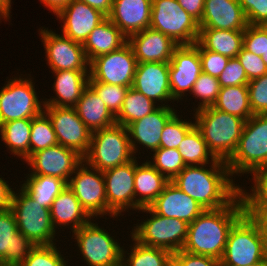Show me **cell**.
Masks as SVG:
<instances>
[{
	"label": "cell",
	"mask_w": 267,
	"mask_h": 266,
	"mask_svg": "<svg viewBox=\"0 0 267 266\" xmlns=\"http://www.w3.org/2000/svg\"><path fill=\"white\" fill-rule=\"evenodd\" d=\"M233 178L226 162L217 159L210 164L186 166L172 182L205 210H215L239 195L240 184Z\"/></svg>",
	"instance_id": "cell-1"
},
{
	"label": "cell",
	"mask_w": 267,
	"mask_h": 266,
	"mask_svg": "<svg viewBox=\"0 0 267 266\" xmlns=\"http://www.w3.org/2000/svg\"><path fill=\"white\" fill-rule=\"evenodd\" d=\"M245 214L240 194L227 206L204 210L188 224L182 250L221 259L232 226Z\"/></svg>",
	"instance_id": "cell-2"
},
{
	"label": "cell",
	"mask_w": 267,
	"mask_h": 266,
	"mask_svg": "<svg viewBox=\"0 0 267 266\" xmlns=\"http://www.w3.org/2000/svg\"><path fill=\"white\" fill-rule=\"evenodd\" d=\"M192 114L210 152L216 159L227 162L238 146L246 120L212 106Z\"/></svg>",
	"instance_id": "cell-3"
},
{
	"label": "cell",
	"mask_w": 267,
	"mask_h": 266,
	"mask_svg": "<svg viewBox=\"0 0 267 266\" xmlns=\"http://www.w3.org/2000/svg\"><path fill=\"white\" fill-rule=\"evenodd\" d=\"M267 259L265 235L260 222L244 214L231 228L221 266H248Z\"/></svg>",
	"instance_id": "cell-4"
},
{
	"label": "cell",
	"mask_w": 267,
	"mask_h": 266,
	"mask_svg": "<svg viewBox=\"0 0 267 266\" xmlns=\"http://www.w3.org/2000/svg\"><path fill=\"white\" fill-rule=\"evenodd\" d=\"M226 164L235 179L267 166V114H255L245 122L238 146Z\"/></svg>",
	"instance_id": "cell-5"
},
{
	"label": "cell",
	"mask_w": 267,
	"mask_h": 266,
	"mask_svg": "<svg viewBox=\"0 0 267 266\" xmlns=\"http://www.w3.org/2000/svg\"><path fill=\"white\" fill-rule=\"evenodd\" d=\"M134 158L127 128L116 123L92 133L90 148L83 160L103 172L127 164Z\"/></svg>",
	"instance_id": "cell-6"
},
{
	"label": "cell",
	"mask_w": 267,
	"mask_h": 266,
	"mask_svg": "<svg viewBox=\"0 0 267 266\" xmlns=\"http://www.w3.org/2000/svg\"><path fill=\"white\" fill-rule=\"evenodd\" d=\"M139 212L143 214L146 212V216L150 214L149 218L133 224L134 228L129 235L140 244L149 247L163 248L172 253L182 250L187 239L188 223L180 219L160 216L150 207L141 208Z\"/></svg>",
	"instance_id": "cell-7"
},
{
	"label": "cell",
	"mask_w": 267,
	"mask_h": 266,
	"mask_svg": "<svg viewBox=\"0 0 267 266\" xmlns=\"http://www.w3.org/2000/svg\"><path fill=\"white\" fill-rule=\"evenodd\" d=\"M94 218L72 233V242H77V250L88 266H117L121 264L123 246L116 236L98 225ZM96 221V222H94ZM102 227V228H101ZM74 237V238H73ZM75 240V241H74Z\"/></svg>",
	"instance_id": "cell-8"
},
{
	"label": "cell",
	"mask_w": 267,
	"mask_h": 266,
	"mask_svg": "<svg viewBox=\"0 0 267 266\" xmlns=\"http://www.w3.org/2000/svg\"><path fill=\"white\" fill-rule=\"evenodd\" d=\"M22 75L7 77L0 88V125L12 120L33 118L44 111V98L39 99L37 95L34 77L27 73L26 77Z\"/></svg>",
	"instance_id": "cell-9"
},
{
	"label": "cell",
	"mask_w": 267,
	"mask_h": 266,
	"mask_svg": "<svg viewBox=\"0 0 267 266\" xmlns=\"http://www.w3.org/2000/svg\"><path fill=\"white\" fill-rule=\"evenodd\" d=\"M10 209L15 215L18 231L34 245L57 244L55 242L59 240L55 236L59 232L52 225L50 208L40 206L18 187L16 192L13 191Z\"/></svg>",
	"instance_id": "cell-10"
},
{
	"label": "cell",
	"mask_w": 267,
	"mask_h": 266,
	"mask_svg": "<svg viewBox=\"0 0 267 266\" xmlns=\"http://www.w3.org/2000/svg\"><path fill=\"white\" fill-rule=\"evenodd\" d=\"M150 28L170 37L178 45L194 44L199 36V22L177 0H152Z\"/></svg>",
	"instance_id": "cell-11"
},
{
	"label": "cell",
	"mask_w": 267,
	"mask_h": 266,
	"mask_svg": "<svg viewBox=\"0 0 267 266\" xmlns=\"http://www.w3.org/2000/svg\"><path fill=\"white\" fill-rule=\"evenodd\" d=\"M67 186L92 218L109 219L106 217L107 199L102 171L89 166L83 160L71 175Z\"/></svg>",
	"instance_id": "cell-12"
},
{
	"label": "cell",
	"mask_w": 267,
	"mask_h": 266,
	"mask_svg": "<svg viewBox=\"0 0 267 266\" xmlns=\"http://www.w3.org/2000/svg\"><path fill=\"white\" fill-rule=\"evenodd\" d=\"M138 61L127 42L120 49L100 55L89 63V81L132 87Z\"/></svg>",
	"instance_id": "cell-13"
},
{
	"label": "cell",
	"mask_w": 267,
	"mask_h": 266,
	"mask_svg": "<svg viewBox=\"0 0 267 266\" xmlns=\"http://www.w3.org/2000/svg\"><path fill=\"white\" fill-rule=\"evenodd\" d=\"M38 34L43 43L45 61L52 71H89V62L83 44L75 42L53 29L40 27Z\"/></svg>",
	"instance_id": "cell-14"
},
{
	"label": "cell",
	"mask_w": 267,
	"mask_h": 266,
	"mask_svg": "<svg viewBox=\"0 0 267 266\" xmlns=\"http://www.w3.org/2000/svg\"><path fill=\"white\" fill-rule=\"evenodd\" d=\"M134 176L135 158L127 164L103 171L108 217L118 219L126 211H135Z\"/></svg>",
	"instance_id": "cell-15"
},
{
	"label": "cell",
	"mask_w": 267,
	"mask_h": 266,
	"mask_svg": "<svg viewBox=\"0 0 267 266\" xmlns=\"http://www.w3.org/2000/svg\"><path fill=\"white\" fill-rule=\"evenodd\" d=\"M201 73L202 64L197 41L191 45H178L169 61L171 96L176 103L186 102L185 97L192 92L194 83Z\"/></svg>",
	"instance_id": "cell-16"
},
{
	"label": "cell",
	"mask_w": 267,
	"mask_h": 266,
	"mask_svg": "<svg viewBox=\"0 0 267 266\" xmlns=\"http://www.w3.org/2000/svg\"><path fill=\"white\" fill-rule=\"evenodd\" d=\"M44 112L52 122L58 144L84 157L90 148L92 132L79 118L75 107L44 106Z\"/></svg>",
	"instance_id": "cell-17"
},
{
	"label": "cell",
	"mask_w": 267,
	"mask_h": 266,
	"mask_svg": "<svg viewBox=\"0 0 267 266\" xmlns=\"http://www.w3.org/2000/svg\"><path fill=\"white\" fill-rule=\"evenodd\" d=\"M82 161L75 150L56 144L33 153L25 163L29 166L28 175L57 177L68 182Z\"/></svg>",
	"instance_id": "cell-18"
},
{
	"label": "cell",
	"mask_w": 267,
	"mask_h": 266,
	"mask_svg": "<svg viewBox=\"0 0 267 266\" xmlns=\"http://www.w3.org/2000/svg\"><path fill=\"white\" fill-rule=\"evenodd\" d=\"M176 112L178 111L174 106H158L153 112L127 127L130 146L135 157L141 155L140 151H143L144 148L147 152L150 149L149 154L160 148L164 125ZM140 146L143 147V150Z\"/></svg>",
	"instance_id": "cell-19"
},
{
	"label": "cell",
	"mask_w": 267,
	"mask_h": 266,
	"mask_svg": "<svg viewBox=\"0 0 267 266\" xmlns=\"http://www.w3.org/2000/svg\"><path fill=\"white\" fill-rule=\"evenodd\" d=\"M132 88L151 99L157 106H173L170 104L175 102L171 96L169 63L166 62L138 63Z\"/></svg>",
	"instance_id": "cell-20"
},
{
	"label": "cell",
	"mask_w": 267,
	"mask_h": 266,
	"mask_svg": "<svg viewBox=\"0 0 267 266\" xmlns=\"http://www.w3.org/2000/svg\"><path fill=\"white\" fill-rule=\"evenodd\" d=\"M56 17L63 23L62 34L81 44H84L91 31L106 18L100 11L77 0H72Z\"/></svg>",
	"instance_id": "cell-21"
},
{
	"label": "cell",
	"mask_w": 267,
	"mask_h": 266,
	"mask_svg": "<svg viewBox=\"0 0 267 266\" xmlns=\"http://www.w3.org/2000/svg\"><path fill=\"white\" fill-rule=\"evenodd\" d=\"M35 246L18 231L12 210H0V264L20 266Z\"/></svg>",
	"instance_id": "cell-22"
},
{
	"label": "cell",
	"mask_w": 267,
	"mask_h": 266,
	"mask_svg": "<svg viewBox=\"0 0 267 266\" xmlns=\"http://www.w3.org/2000/svg\"><path fill=\"white\" fill-rule=\"evenodd\" d=\"M149 207L160 216L180 219L188 224L205 210L172 181L167 183L162 193Z\"/></svg>",
	"instance_id": "cell-23"
},
{
	"label": "cell",
	"mask_w": 267,
	"mask_h": 266,
	"mask_svg": "<svg viewBox=\"0 0 267 266\" xmlns=\"http://www.w3.org/2000/svg\"><path fill=\"white\" fill-rule=\"evenodd\" d=\"M138 63H169L178 46L170 37L152 28L135 33L128 38Z\"/></svg>",
	"instance_id": "cell-24"
},
{
	"label": "cell",
	"mask_w": 267,
	"mask_h": 266,
	"mask_svg": "<svg viewBox=\"0 0 267 266\" xmlns=\"http://www.w3.org/2000/svg\"><path fill=\"white\" fill-rule=\"evenodd\" d=\"M152 0H113L108 18L129 38L150 28Z\"/></svg>",
	"instance_id": "cell-25"
},
{
	"label": "cell",
	"mask_w": 267,
	"mask_h": 266,
	"mask_svg": "<svg viewBox=\"0 0 267 266\" xmlns=\"http://www.w3.org/2000/svg\"><path fill=\"white\" fill-rule=\"evenodd\" d=\"M247 26L239 0H205L200 28L245 30Z\"/></svg>",
	"instance_id": "cell-26"
},
{
	"label": "cell",
	"mask_w": 267,
	"mask_h": 266,
	"mask_svg": "<svg viewBox=\"0 0 267 266\" xmlns=\"http://www.w3.org/2000/svg\"><path fill=\"white\" fill-rule=\"evenodd\" d=\"M55 96L44 98L45 106L75 107L89 84V71H52Z\"/></svg>",
	"instance_id": "cell-27"
},
{
	"label": "cell",
	"mask_w": 267,
	"mask_h": 266,
	"mask_svg": "<svg viewBox=\"0 0 267 266\" xmlns=\"http://www.w3.org/2000/svg\"><path fill=\"white\" fill-rule=\"evenodd\" d=\"M50 214L54 229L67 227L69 235L93 219L68 186L54 199Z\"/></svg>",
	"instance_id": "cell-28"
},
{
	"label": "cell",
	"mask_w": 267,
	"mask_h": 266,
	"mask_svg": "<svg viewBox=\"0 0 267 266\" xmlns=\"http://www.w3.org/2000/svg\"><path fill=\"white\" fill-rule=\"evenodd\" d=\"M138 162V157H135V212L149 207L169 182L148 161Z\"/></svg>",
	"instance_id": "cell-29"
},
{
	"label": "cell",
	"mask_w": 267,
	"mask_h": 266,
	"mask_svg": "<svg viewBox=\"0 0 267 266\" xmlns=\"http://www.w3.org/2000/svg\"><path fill=\"white\" fill-rule=\"evenodd\" d=\"M128 42L121 30L106 17L89 34L83 44L84 53L90 63L96 57L116 51Z\"/></svg>",
	"instance_id": "cell-30"
},
{
	"label": "cell",
	"mask_w": 267,
	"mask_h": 266,
	"mask_svg": "<svg viewBox=\"0 0 267 266\" xmlns=\"http://www.w3.org/2000/svg\"><path fill=\"white\" fill-rule=\"evenodd\" d=\"M75 109L79 118L92 133L116 124V117L89 84L84 89Z\"/></svg>",
	"instance_id": "cell-31"
},
{
	"label": "cell",
	"mask_w": 267,
	"mask_h": 266,
	"mask_svg": "<svg viewBox=\"0 0 267 266\" xmlns=\"http://www.w3.org/2000/svg\"><path fill=\"white\" fill-rule=\"evenodd\" d=\"M244 30L200 28L197 42L206 50L234 58L243 48Z\"/></svg>",
	"instance_id": "cell-32"
},
{
	"label": "cell",
	"mask_w": 267,
	"mask_h": 266,
	"mask_svg": "<svg viewBox=\"0 0 267 266\" xmlns=\"http://www.w3.org/2000/svg\"><path fill=\"white\" fill-rule=\"evenodd\" d=\"M31 124L32 118H23L0 125V139L8 153L24 162L30 157Z\"/></svg>",
	"instance_id": "cell-33"
},
{
	"label": "cell",
	"mask_w": 267,
	"mask_h": 266,
	"mask_svg": "<svg viewBox=\"0 0 267 266\" xmlns=\"http://www.w3.org/2000/svg\"><path fill=\"white\" fill-rule=\"evenodd\" d=\"M250 176L252 178H249L248 181L251 179L253 181L250 189L247 191L244 184L240 185L239 194L243 201L245 214L258 219L263 213H267V166L255 169Z\"/></svg>",
	"instance_id": "cell-34"
},
{
	"label": "cell",
	"mask_w": 267,
	"mask_h": 266,
	"mask_svg": "<svg viewBox=\"0 0 267 266\" xmlns=\"http://www.w3.org/2000/svg\"><path fill=\"white\" fill-rule=\"evenodd\" d=\"M24 175L19 187L45 208H51L54 199L67 187V182L57 177Z\"/></svg>",
	"instance_id": "cell-35"
},
{
	"label": "cell",
	"mask_w": 267,
	"mask_h": 266,
	"mask_svg": "<svg viewBox=\"0 0 267 266\" xmlns=\"http://www.w3.org/2000/svg\"><path fill=\"white\" fill-rule=\"evenodd\" d=\"M130 237L133 242L128 247L130 249L127 250L123 246L122 250L121 263L123 266H167L173 259L172 252L163 248L140 244L131 235Z\"/></svg>",
	"instance_id": "cell-36"
},
{
	"label": "cell",
	"mask_w": 267,
	"mask_h": 266,
	"mask_svg": "<svg viewBox=\"0 0 267 266\" xmlns=\"http://www.w3.org/2000/svg\"><path fill=\"white\" fill-rule=\"evenodd\" d=\"M212 107L246 121L253 116L247 86L222 87Z\"/></svg>",
	"instance_id": "cell-37"
},
{
	"label": "cell",
	"mask_w": 267,
	"mask_h": 266,
	"mask_svg": "<svg viewBox=\"0 0 267 266\" xmlns=\"http://www.w3.org/2000/svg\"><path fill=\"white\" fill-rule=\"evenodd\" d=\"M178 150L187 166L205 165L217 160L208 149L201 131L196 126L186 134Z\"/></svg>",
	"instance_id": "cell-38"
},
{
	"label": "cell",
	"mask_w": 267,
	"mask_h": 266,
	"mask_svg": "<svg viewBox=\"0 0 267 266\" xmlns=\"http://www.w3.org/2000/svg\"><path fill=\"white\" fill-rule=\"evenodd\" d=\"M156 105L151 99L130 87L121 111L116 116V123L127 128L131 123L153 112L158 107Z\"/></svg>",
	"instance_id": "cell-39"
},
{
	"label": "cell",
	"mask_w": 267,
	"mask_h": 266,
	"mask_svg": "<svg viewBox=\"0 0 267 266\" xmlns=\"http://www.w3.org/2000/svg\"><path fill=\"white\" fill-rule=\"evenodd\" d=\"M147 160L158 172L172 181L187 165L176 148H158ZM150 159V160H149Z\"/></svg>",
	"instance_id": "cell-40"
},
{
	"label": "cell",
	"mask_w": 267,
	"mask_h": 266,
	"mask_svg": "<svg viewBox=\"0 0 267 266\" xmlns=\"http://www.w3.org/2000/svg\"><path fill=\"white\" fill-rule=\"evenodd\" d=\"M58 144L52 122L43 111L32 118L30 135V156L40 150Z\"/></svg>",
	"instance_id": "cell-41"
},
{
	"label": "cell",
	"mask_w": 267,
	"mask_h": 266,
	"mask_svg": "<svg viewBox=\"0 0 267 266\" xmlns=\"http://www.w3.org/2000/svg\"><path fill=\"white\" fill-rule=\"evenodd\" d=\"M180 116V117H179ZM177 112L167 121L161 133L160 148L178 149L186 134L195 126L194 116L182 119ZM191 120V121H190Z\"/></svg>",
	"instance_id": "cell-42"
},
{
	"label": "cell",
	"mask_w": 267,
	"mask_h": 266,
	"mask_svg": "<svg viewBox=\"0 0 267 266\" xmlns=\"http://www.w3.org/2000/svg\"><path fill=\"white\" fill-rule=\"evenodd\" d=\"M220 89L221 86L218 78L202 72L194 83L192 92L189 95H192L193 98L199 100L197 105L195 102H193L194 107H191L193 108L191 112H195L204 107L212 106L217 99Z\"/></svg>",
	"instance_id": "cell-43"
},
{
	"label": "cell",
	"mask_w": 267,
	"mask_h": 266,
	"mask_svg": "<svg viewBox=\"0 0 267 266\" xmlns=\"http://www.w3.org/2000/svg\"><path fill=\"white\" fill-rule=\"evenodd\" d=\"M60 248L56 244L36 245L20 266H70Z\"/></svg>",
	"instance_id": "cell-44"
},
{
	"label": "cell",
	"mask_w": 267,
	"mask_h": 266,
	"mask_svg": "<svg viewBox=\"0 0 267 266\" xmlns=\"http://www.w3.org/2000/svg\"><path fill=\"white\" fill-rule=\"evenodd\" d=\"M89 85L95 90L110 112L116 117L121 111L126 93L130 87L97 81H89Z\"/></svg>",
	"instance_id": "cell-45"
},
{
	"label": "cell",
	"mask_w": 267,
	"mask_h": 266,
	"mask_svg": "<svg viewBox=\"0 0 267 266\" xmlns=\"http://www.w3.org/2000/svg\"><path fill=\"white\" fill-rule=\"evenodd\" d=\"M247 88L253 115L267 114V73L249 80Z\"/></svg>",
	"instance_id": "cell-46"
},
{
	"label": "cell",
	"mask_w": 267,
	"mask_h": 266,
	"mask_svg": "<svg viewBox=\"0 0 267 266\" xmlns=\"http://www.w3.org/2000/svg\"><path fill=\"white\" fill-rule=\"evenodd\" d=\"M243 48L258 56L267 49V25H248L244 30Z\"/></svg>",
	"instance_id": "cell-47"
},
{
	"label": "cell",
	"mask_w": 267,
	"mask_h": 266,
	"mask_svg": "<svg viewBox=\"0 0 267 266\" xmlns=\"http://www.w3.org/2000/svg\"><path fill=\"white\" fill-rule=\"evenodd\" d=\"M221 88L227 86H247L249 83L245 69L237 57L230 58L224 71L218 77Z\"/></svg>",
	"instance_id": "cell-48"
},
{
	"label": "cell",
	"mask_w": 267,
	"mask_h": 266,
	"mask_svg": "<svg viewBox=\"0 0 267 266\" xmlns=\"http://www.w3.org/2000/svg\"><path fill=\"white\" fill-rule=\"evenodd\" d=\"M197 49L199 50L201 59L202 72L218 78L224 71V68L226 67L230 58L222 54L206 50L198 42Z\"/></svg>",
	"instance_id": "cell-49"
},
{
	"label": "cell",
	"mask_w": 267,
	"mask_h": 266,
	"mask_svg": "<svg viewBox=\"0 0 267 266\" xmlns=\"http://www.w3.org/2000/svg\"><path fill=\"white\" fill-rule=\"evenodd\" d=\"M248 25H267V0H239Z\"/></svg>",
	"instance_id": "cell-50"
},
{
	"label": "cell",
	"mask_w": 267,
	"mask_h": 266,
	"mask_svg": "<svg viewBox=\"0 0 267 266\" xmlns=\"http://www.w3.org/2000/svg\"><path fill=\"white\" fill-rule=\"evenodd\" d=\"M236 57L245 69L248 80L261 77L267 73V66L261 56L242 48Z\"/></svg>",
	"instance_id": "cell-51"
},
{
	"label": "cell",
	"mask_w": 267,
	"mask_h": 266,
	"mask_svg": "<svg viewBox=\"0 0 267 266\" xmlns=\"http://www.w3.org/2000/svg\"><path fill=\"white\" fill-rule=\"evenodd\" d=\"M173 260L178 266H221L219 259L206 255H196L184 250L173 253Z\"/></svg>",
	"instance_id": "cell-52"
},
{
	"label": "cell",
	"mask_w": 267,
	"mask_h": 266,
	"mask_svg": "<svg viewBox=\"0 0 267 266\" xmlns=\"http://www.w3.org/2000/svg\"><path fill=\"white\" fill-rule=\"evenodd\" d=\"M179 5L198 22L201 21L205 0H177Z\"/></svg>",
	"instance_id": "cell-53"
},
{
	"label": "cell",
	"mask_w": 267,
	"mask_h": 266,
	"mask_svg": "<svg viewBox=\"0 0 267 266\" xmlns=\"http://www.w3.org/2000/svg\"><path fill=\"white\" fill-rule=\"evenodd\" d=\"M0 175V210H7L11 208L12 195L14 188L8 184V180Z\"/></svg>",
	"instance_id": "cell-54"
},
{
	"label": "cell",
	"mask_w": 267,
	"mask_h": 266,
	"mask_svg": "<svg viewBox=\"0 0 267 266\" xmlns=\"http://www.w3.org/2000/svg\"><path fill=\"white\" fill-rule=\"evenodd\" d=\"M84 2L108 17L112 10L113 0H77Z\"/></svg>",
	"instance_id": "cell-55"
},
{
	"label": "cell",
	"mask_w": 267,
	"mask_h": 266,
	"mask_svg": "<svg viewBox=\"0 0 267 266\" xmlns=\"http://www.w3.org/2000/svg\"><path fill=\"white\" fill-rule=\"evenodd\" d=\"M44 7L48 8L50 12L56 16L62 9H64L72 0H39Z\"/></svg>",
	"instance_id": "cell-56"
},
{
	"label": "cell",
	"mask_w": 267,
	"mask_h": 266,
	"mask_svg": "<svg viewBox=\"0 0 267 266\" xmlns=\"http://www.w3.org/2000/svg\"><path fill=\"white\" fill-rule=\"evenodd\" d=\"M12 0H0V13L8 20L10 23L11 21V9H12Z\"/></svg>",
	"instance_id": "cell-57"
},
{
	"label": "cell",
	"mask_w": 267,
	"mask_h": 266,
	"mask_svg": "<svg viewBox=\"0 0 267 266\" xmlns=\"http://www.w3.org/2000/svg\"><path fill=\"white\" fill-rule=\"evenodd\" d=\"M257 220L260 222L263 232H267V213H263Z\"/></svg>",
	"instance_id": "cell-58"
},
{
	"label": "cell",
	"mask_w": 267,
	"mask_h": 266,
	"mask_svg": "<svg viewBox=\"0 0 267 266\" xmlns=\"http://www.w3.org/2000/svg\"><path fill=\"white\" fill-rule=\"evenodd\" d=\"M248 266H267V259Z\"/></svg>",
	"instance_id": "cell-59"
},
{
	"label": "cell",
	"mask_w": 267,
	"mask_h": 266,
	"mask_svg": "<svg viewBox=\"0 0 267 266\" xmlns=\"http://www.w3.org/2000/svg\"><path fill=\"white\" fill-rule=\"evenodd\" d=\"M262 60L264 61V63L267 66V49H266L265 55L262 56Z\"/></svg>",
	"instance_id": "cell-60"
},
{
	"label": "cell",
	"mask_w": 267,
	"mask_h": 266,
	"mask_svg": "<svg viewBox=\"0 0 267 266\" xmlns=\"http://www.w3.org/2000/svg\"><path fill=\"white\" fill-rule=\"evenodd\" d=\"M167 266H178V264L172 259Z\"/></svg>",
	"instance_id": "cell-61"
},
{
	"label": "cell",
	"mask_w": 267,
	"mask_h": 266,
	"mask_svg": "<svg viewBox=\"0 0 267 266\" xmlns=\"http://www.w3.org/2000/svg\"><path fill=\"white\" fill-rule=\"evenodd\" d=\"M4 20L5 22L8 21L1 13H0V23L2 22L1 20Z\"/></svg>",
	"instance_id": "cell-62"
},
{
	"label": "cell",
	"mask_w": 267,
	"mask_h": 266,
	"mask_svg": "<svg viewBox=\"0 0 267 266\" xmlns=\"http://www.w3.org/2000/svg\"><path fill=\"white\" fill-rule=\"evenodd\" d=\"M265 235V242H266V249H267V232H264Z\"/></svg>",
	"instance_id": "cell-63"
}]
</instances>
